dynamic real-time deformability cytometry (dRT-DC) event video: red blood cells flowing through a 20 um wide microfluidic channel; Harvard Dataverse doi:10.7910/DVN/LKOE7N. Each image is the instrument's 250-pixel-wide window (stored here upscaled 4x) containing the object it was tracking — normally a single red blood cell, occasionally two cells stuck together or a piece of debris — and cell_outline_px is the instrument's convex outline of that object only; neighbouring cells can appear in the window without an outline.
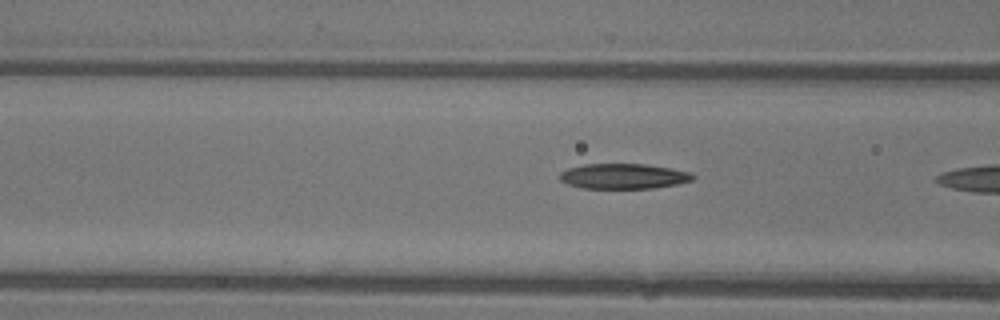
{"species": "common noctule bat (a hibernating species)", "species_latin": "Nyctalus noctula", "temperature_condition": "warm", "stored_images_in_passage": 8, "camera_frame_rate_fps": 3000, "um_per_image_px": 0.085, "animal": {"sex": "female"}, "frame": {"image": 1, "passage_image": 8, "time_ms": 2.333, "image_size_px": [1000, 320], "cell_outline_px": [[696, 176], [692, 180], [676, 184], [652, 188], [584, 188], [568, 184], [560, 180], [560, 172], [568, 168], [584, 164], [644, 164], [672, 168], [688, 172]], "centroid_in_image_um": [52.98, 14.97], "position_along_channel_um": 113.6, "area_um2": 19.42}}